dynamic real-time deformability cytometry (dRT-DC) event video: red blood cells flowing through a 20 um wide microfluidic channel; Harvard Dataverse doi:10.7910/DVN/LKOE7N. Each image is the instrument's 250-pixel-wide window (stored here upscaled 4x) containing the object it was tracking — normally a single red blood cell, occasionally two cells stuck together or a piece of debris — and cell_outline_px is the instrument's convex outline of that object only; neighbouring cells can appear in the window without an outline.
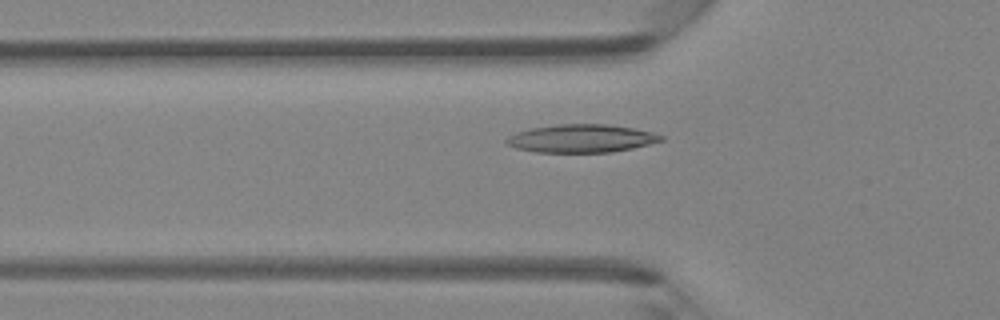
{"species": "Egyptian fruit bat (a non-hibernating species)", "species_latin": "Rousettus aegyptiacus", "temperature_condition": "room temperature", "stored_images_in_passage": 47, "camera_frame_rate_fps": 3000, "um_per_image_px": 0.085, "animal": {"sex": "female"}, "frame": {"image": 1, "passage_image": 16, "time_ms": 5.0, "image_size_px": [1000, 320], "cell_outline_px": [[664, 140], [632, 148], [612, 152], [536, 152], [516, 148], [508, 144], [504, 140], [508, 136], [516, 132], [528, 128], [556, 124], [604, 124], [632, 128], [652, 132], [664, 136]], "centroid_in_image_um": [49.38, 11.76], "position_along_channel_um": 76.4, "area_um2": 25.26}}
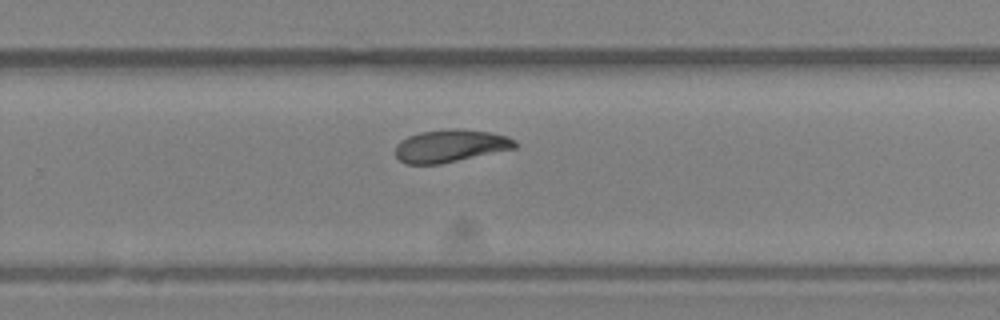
{"frame": {"image": 2, "passage_image": 31, "time_ms": 10.0, "image_size_px": [1000, 320], "cell_outline_px": [[516, 148], [440, 164], [404, 164], [396, 156], [396, 144], [400, 140], [408, 136], [420, 132], [492, 132], [508, 136], [516, 140]], "centroid_in_image_um": [38.26, 12.46], "position_along_channel_um": 291.5, "area_um2": 21.73}}
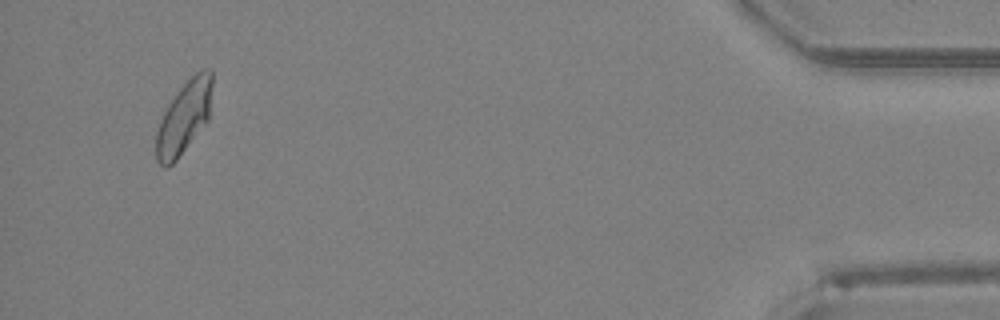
{"frame": {"image": 3, "passage_image": 45, "time_ms": 14.667, "image_size_px": [1000, 320], "cell_outline_px": [[212, 84], [208, 120], [176, 160], [168, 168], [164, 168], [156, 160], [156, 132], [160, 120], [168, 104], [180, 88], [196, 72], [204, 68], [212, 68]], "centroid_in_image_um": [15.63, 9.98], "position_along_channel_um": 419.6, "area_um2": 23.47}, "authors_computed_cell_mechanics": {"area_um2": 23.4668, "velocity_mm_per_s": 4.3131, "shape_relaxation_time_tau1_ms": 4.4888, "shape_relaxation_time_tau2_ms": 8.1456, "deformation_change_tau1": 0.141, "deformation_change_tau2": 0.1451}}